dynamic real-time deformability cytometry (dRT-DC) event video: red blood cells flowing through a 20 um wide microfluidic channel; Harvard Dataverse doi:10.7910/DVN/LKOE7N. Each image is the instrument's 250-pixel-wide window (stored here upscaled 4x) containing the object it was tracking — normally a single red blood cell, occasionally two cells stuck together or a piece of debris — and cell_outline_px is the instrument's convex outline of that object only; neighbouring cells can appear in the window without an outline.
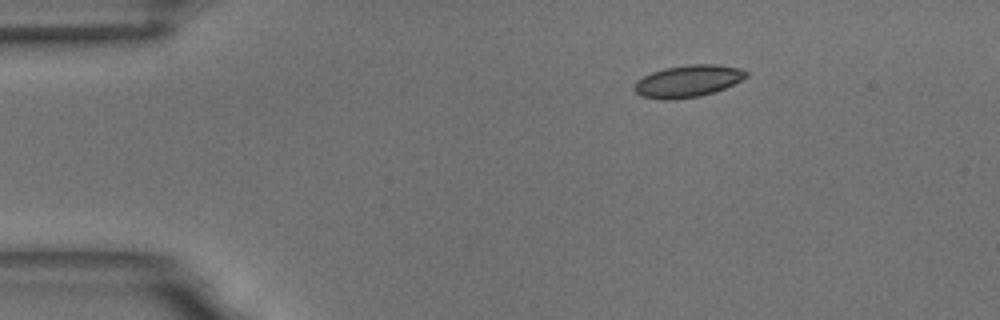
{"species": "common noctule bat (a hibernating species)", "species_latin": "Nyctalus noctula", "temperature_condition": "room temperature", "stored_images_in_passage": 50, "camera_frame_rate_fps": 3000, "um_per_image_px": 0.085, "animal": {"sex": "male", "body_mass_g": 18.8}, "frame": {"image": 1, "passage_image": 1, "time_ms": 0.0, "image_size_px": [1000, 320], "cell_outline_px": [[748, 76], [724, 88], [700, 96], [672, 100], [664, 100], [640, 96], [632, 88], [636, 80], [652, 72], [664, 68], [688, 64], [716, 64], [740, 68], [748, 72]], "centroid_in_image_um": [58.43, 6.89], "position_along_channel_um": 26.6, "area_um2": 20.92}}
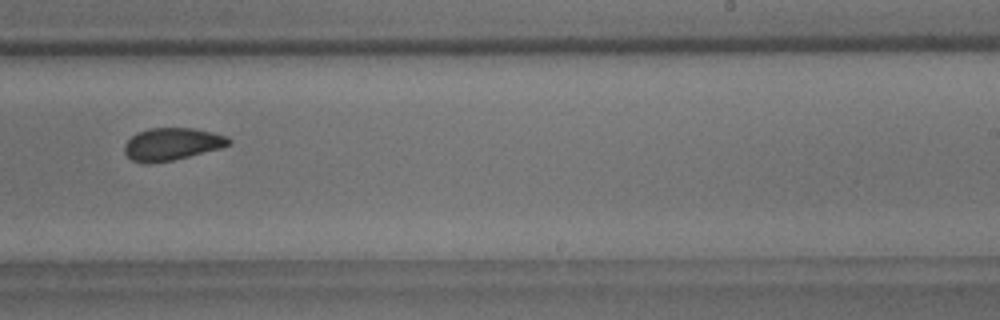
{"frame": {"image": 2, "passage_image": 28, "time_ms": 9.0, "image_size_px": [1000, 320], "cell_outline_px": [[232, 144], [220, 148], [172, 160], [148, 164], [144, 164], [132, 160], [124, 152], [124, 144], [136, 132], [148, 128], [192, 128], [212, 132], [228, 136], [232, 140]], "centroid_in_image_um": [14.6, 12.24], "position_along_channel_um": 274.4, "area_um2": 19.77}}
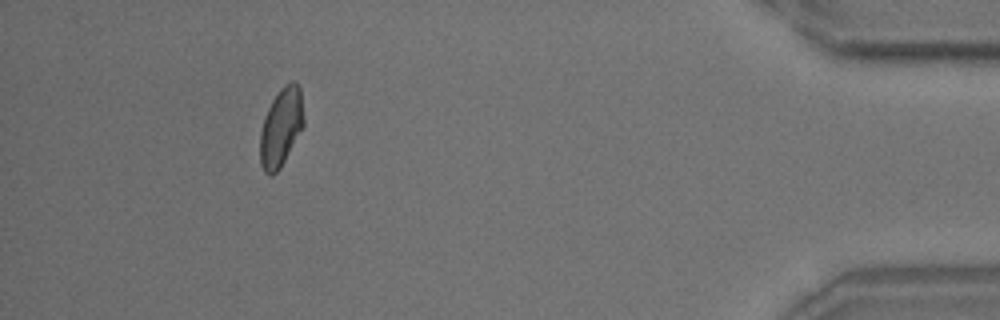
{"frame": {"image": 3, "passage_image": 45, "time_ms": 14.667, "image_size_px": [1000, 320], "cell_outline_px": [[304, 124], [280, 168], [272, 176], [268, 176], [264, 172], [260, 164], [260, 132], [264, 116], [272, 100], [280, 88], [284, 84], [292, 80], [300, 88], [304, 120]], "centroid_in_image_um": [23.86, 10.82], "position_along_channel_um": 411.3, "area_um2": 19.88}, "authors_computed_cell_mechanics": {"area_um2": 19.9699, "velocity_mm_per_s": 3.4465, "shape_relaxation_time_tau1_ms": 7.3958, "shape_relaxation_time_tau2_ms": 2.1259, "deformation_change_tau1": 0.1227, "deformation_change_tau2": 0.0632}}